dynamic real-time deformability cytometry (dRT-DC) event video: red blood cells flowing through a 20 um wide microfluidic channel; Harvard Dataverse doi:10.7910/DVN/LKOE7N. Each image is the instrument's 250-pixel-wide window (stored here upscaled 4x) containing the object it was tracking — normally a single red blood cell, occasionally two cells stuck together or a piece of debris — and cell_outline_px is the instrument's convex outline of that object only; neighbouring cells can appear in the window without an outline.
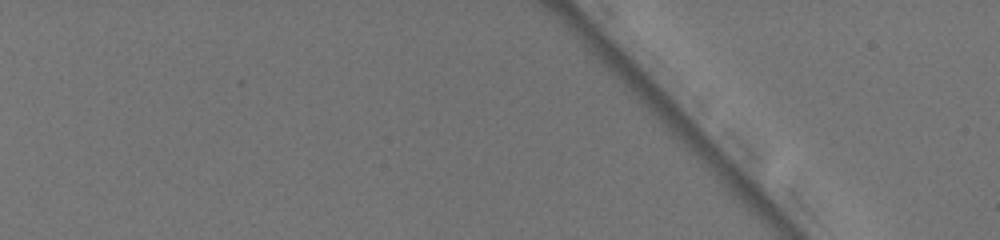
{"species": "common noctule bat (a hibernating species)", "species_latin": "Nyctalus noctula", "temperature_condition": "warm", "stored_images_in_passage": 2, "camera_frame_rate_fps": 3000, "um_per_image_px": 0.085, "animal": {"sex": "female", "body_mass_g": 19.5, "forearm_length_mm": 54.1}, "frame": {"image": 1, "passage_image": 2, "time_ms": 0.333, "image_size_px": [1000, 240], "cell_outline_px": [[940, 88], [920, 136], [916, 136], [912, 132], [896, 112], [896, 108], [912, 84], [936, 80]], "centroid_in_image_um": [78.02, 8.94], "position_along_channel_um": 7.0, "area_um2": 10.35}}